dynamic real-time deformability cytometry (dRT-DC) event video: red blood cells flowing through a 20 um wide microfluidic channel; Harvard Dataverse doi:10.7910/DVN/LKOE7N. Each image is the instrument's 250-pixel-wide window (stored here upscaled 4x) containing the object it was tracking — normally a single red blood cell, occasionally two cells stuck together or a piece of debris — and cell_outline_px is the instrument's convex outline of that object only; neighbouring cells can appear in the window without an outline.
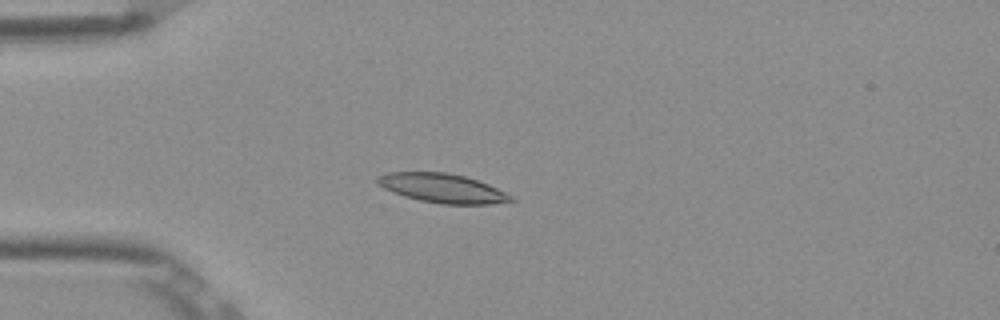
{"species": "Egyptian fruit bat (a non-hibernating species)", "species_latin": "Rousettus aegyptiacus", "temperature_condition": "room temperature", "stored_images_in_passage": 4, "camera_frame_rate_fps": 3000, "um_per_image_px": 0.085, "frame": {"image": 1, "passage_image": 4, "time_ms": 1.0, "image_size_px": [1000, 320], "cell_outline_px": [[516, 200], [492, 204], [440, 204], [420, 200], [404, 196], [392, 192], [376, 184], [376, 176], [384, 172], [448, 172], [464, 176], [488, 184], [512, 196]], "centroid_in_image_um": [37.55, 15.99], "position_along_channel_um": 47.5, "area_um2": 22.72}}